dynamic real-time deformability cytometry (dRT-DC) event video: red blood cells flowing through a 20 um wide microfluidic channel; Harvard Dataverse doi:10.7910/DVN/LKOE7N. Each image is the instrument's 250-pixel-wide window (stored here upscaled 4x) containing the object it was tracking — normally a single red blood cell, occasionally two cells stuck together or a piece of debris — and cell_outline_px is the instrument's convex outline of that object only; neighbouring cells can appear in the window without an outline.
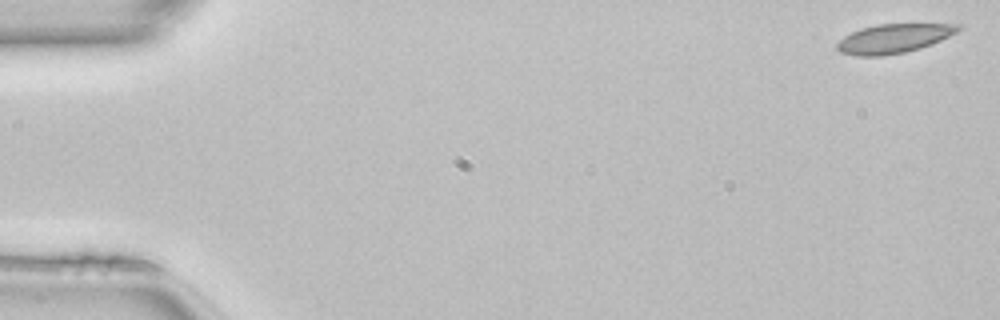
{"species": "common noctule bat (a hibernating species)", "species_latin": "Nyctalus noctula", "temperature_condition": "room temperature", "stored_images_in_passage": 50, "camera_frame_rate_fps": 3000, "um_per_image_px": 0.085, "animal": {"sex": "female", "body_mass_g": 22.7, "forearm_length_mm": 54.2}, "frame": {"image": 1, "passage_image": 1, "time_ms": 0.0, "image_size_px": [1000, 320], "cell_outline_px": [[960, 28], [956, 32], [932, 44], [920, 48], [904, 52], [880, 56], [856, 56], [840, 52], [836, 48], [836, 44], [844, 36], [860, 28], [876, 24], [960, 24]], "centroid_in_image_um": [75.92, 3.27], "position_along_channel_um": 9.1, "area_um2": 20.4}}
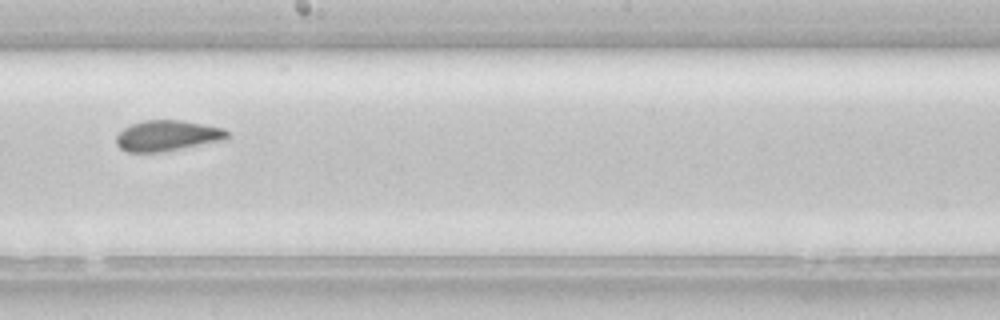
{"frame": {"image": 2, "passage_image": 28, "time_ms": 9.0, "image_size_px": [1000, 320], "cell_outline_px": [[228, 140], [160, 152], [128, 152], [120, 148], [116, 144], [116, 136], [124, 128], [132, 124], [144, 120], [180, 120], [204, 124], [224, 128], [228, 132]], "centroid_in_image_um": [14.25, 11.53], "position_along_channel_um": 233.9, "area_um2": 19.94}}
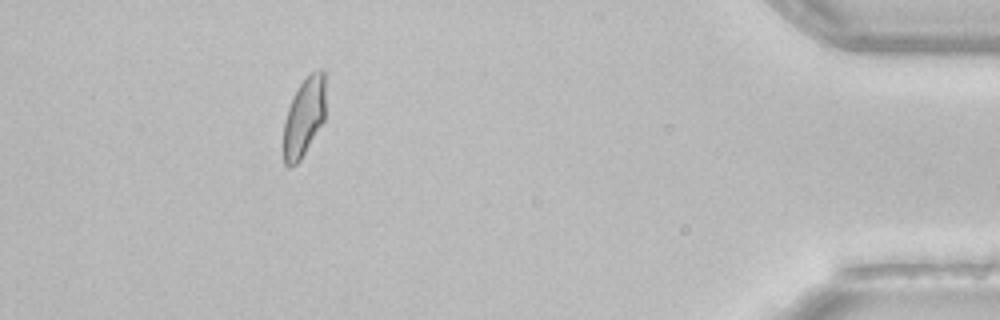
{"frame": {"image": 3, "passage_image": 45, "time_ms": 14.667, "image_size_px": [1000, 320], "cell_outline_px": [[324, 120], [300, 160], [292, 168], [288, 168], [284, 164], [284, 120], [288, 108], [300, 84], [312, 72], [320, 68], [324, 72]], "centroid_in_image_um": [25.83, 9.99], "position_along_channel_um": 409.4, "area_um2": 18.96}, "authors_computed_cell_mechanics": {"area_um2": 20.3745, "velocity_mm_per_s": 4.119, "shape_relaxation_time_tau1_ms": null, "shape_relaxation_time_tau2_ms": 1.6456, "deformation_change_tau1": null, "deformation_change_tau2": 0.0634}}